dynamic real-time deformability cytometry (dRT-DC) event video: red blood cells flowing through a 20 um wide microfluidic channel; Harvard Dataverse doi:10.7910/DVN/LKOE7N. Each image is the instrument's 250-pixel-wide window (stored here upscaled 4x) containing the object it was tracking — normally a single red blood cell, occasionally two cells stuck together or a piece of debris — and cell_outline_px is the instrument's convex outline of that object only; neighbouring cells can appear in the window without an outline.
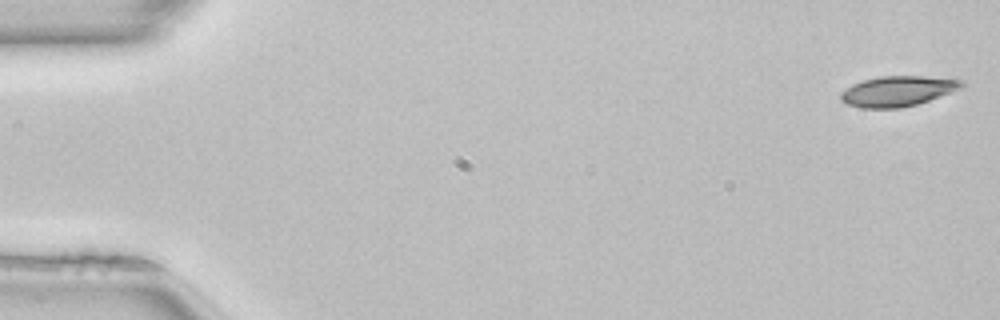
{"species": "common noctule bat (a hibernating species)", "species_latin": "Nyctalus noctula", "temperature_condition": "room temperature", "stored_images_in_passage": 50, "camera_frame_rate_fps": 3000, "um_per_image_px": 0.085, "animal": {"sex": "female", "body_mass_g": 22.7, "forearm_length_mm": 54.2}, "frame": {"image": 1, "passage_image": 1, "time_ms": 0.0, "image_size_px": [1000, 320], "cell_outline_px": [[964, 84], [960, 88], [952, 92], [916, 104], [900, 108], [860, 108], [848, 104], [840, 100], [840, 92], [852, 84], [864, 80], [880, 76], [920, 76], [964, 80]], "centroid_in_image_um": [76.27, 7.75], "position_along_channel_um": 8.7, "area_um2": 21.21}}
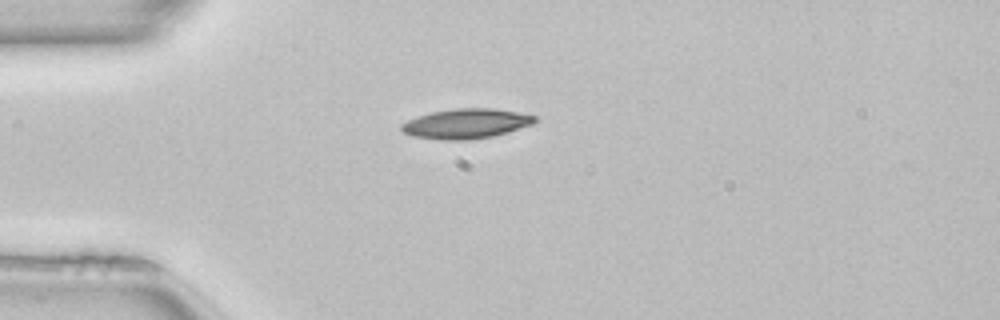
{"frame": {"image": 2, "passage_image": 13, "time_ms": 4.0, "image_size_px": [1000, 320], "cell_outline_px": [[536, 120], [532, 124], [508, 132], [492, 136], [468, 140], [440, 140], [412, 136], [404, 132], [400, 128], [400, 124], [408, 120], [432, 112], [456, 108], [492, 108], [516, 112], [536, 116]], "centroid_in_image_um": [39.6, 10.51], "position_along_channel_um": 45.4, "area_um2": 23.0}}
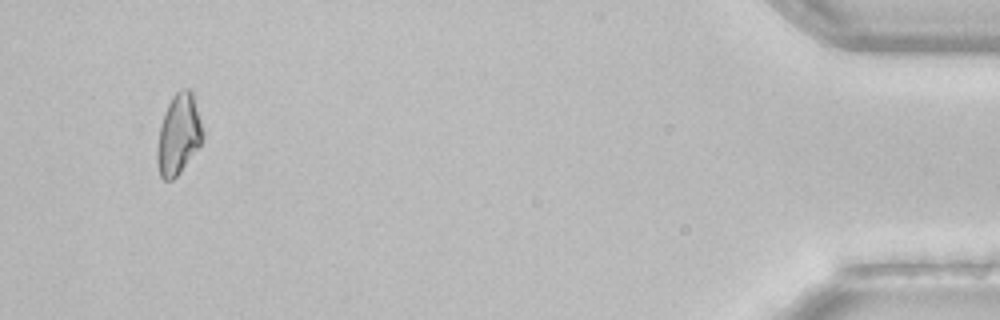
{"frame": {"image": 3, "passage_image": 48, "time_ms": 15.667, "image_size_px": [1000, 320], "cell_outline_px": [[204, 140], [180, 172], [172, 180], [164, 180], [160, 176], [156, 160], [156, 152], [160, 124], [164, 112], [172, 96], [180, 88], [188, 88], [192, 92], [204, 132]], "centroid_in_image_um": [15.17, 11.42], "position_along_channel_um": 420.0, "area_um2": 21.5}}